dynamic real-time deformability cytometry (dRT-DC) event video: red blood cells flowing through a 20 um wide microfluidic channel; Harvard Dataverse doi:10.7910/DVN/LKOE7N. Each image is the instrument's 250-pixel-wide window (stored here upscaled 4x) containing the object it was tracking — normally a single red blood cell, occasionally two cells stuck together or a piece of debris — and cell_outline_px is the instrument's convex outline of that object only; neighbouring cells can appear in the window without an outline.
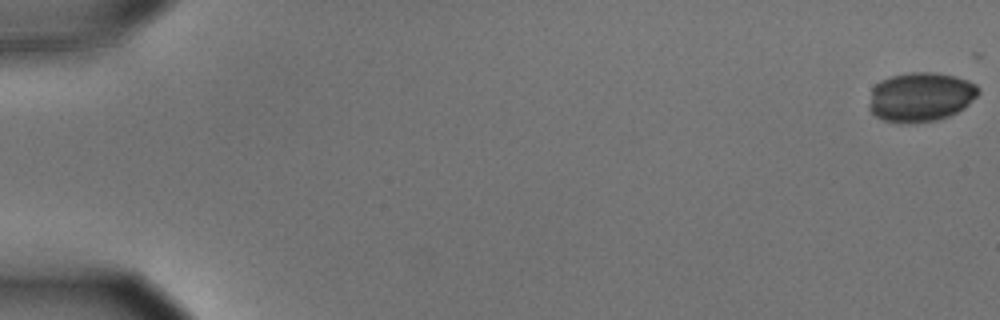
{"species": "common noctule bat (a hibernating species)", "species_latin": "Nyctalus noctula", "temperature_condition": "cold", "stored_images_in_passage": 48, "camera_frame_rate_fps": 3000, "um_per_image_px": 0.085, "animal": {"sex": "male", "body_mass_g": 15.6}, "frame": {"image": 1, "passage_image": 1, "time_ms": 0.0, "image_size_px": [1000, 320], "cell_outline_px": [[980, 92], [964, 108], [948, 116], [936, 120], [900, 124], [884, 120], [876, 116], [868, 108], [868, 104], [872, 88], [880, 80], [892, 76], [912, 72], [936, 72], [956, 76], [968, 80], [976, 84], [980, 88]], "centroid_in_image_um": [78.24, 8.23], "position_along_channel_um": 6.8, "area_um2": 31.62}}
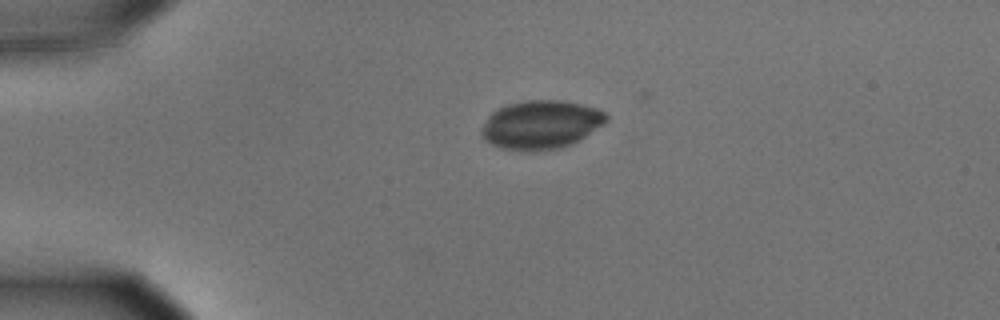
{"frame": {"image": 2, "passage_image": 14, "time_ms": 4.333, "image_size_px": [1000, 320], "cell_outline_px": [[608, 120], [604, 124], [580, 140], [564, 148], [536, 152], [528, 152], [504, 148], [492, 144], [484, 140], [480, 132], [488, 116], [496, 108], [508, 104], [524, 100], [560, 100], [580, 104], [596, 108], [604, 112], [608, 116]], "centroid_in_image_um": [45.98, 10.61], "position_along_channel_um": 39.0, "area_um2": 35.72}}
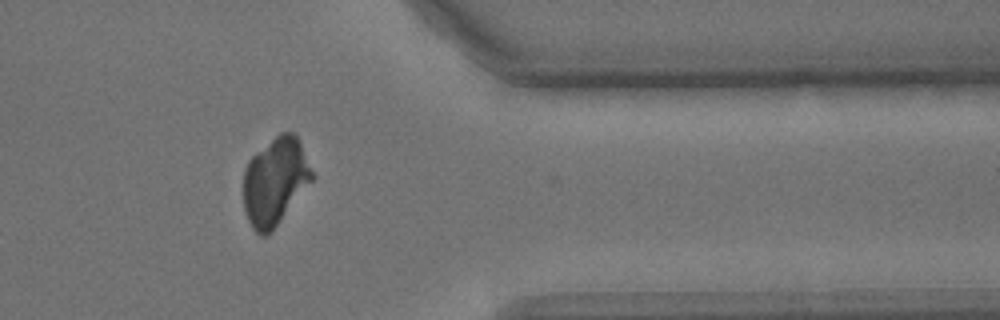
{"frame": {"image": 3, "passage_image": 47, "time_ms": 15.333, "image_size_px": [1000, 320], "cell_outline_px": [[316, 176], [272, 232], [264, 236], [260, 236], [252, 228], [244, 212], [244, 168], [248, 160], [256, 152], [280, 132], [292, 132], [300, 140]], "centroid_in_image_um": [23.4, 15.42], "position_along_channel_um": 388.0, "area_um2": 35.37}}